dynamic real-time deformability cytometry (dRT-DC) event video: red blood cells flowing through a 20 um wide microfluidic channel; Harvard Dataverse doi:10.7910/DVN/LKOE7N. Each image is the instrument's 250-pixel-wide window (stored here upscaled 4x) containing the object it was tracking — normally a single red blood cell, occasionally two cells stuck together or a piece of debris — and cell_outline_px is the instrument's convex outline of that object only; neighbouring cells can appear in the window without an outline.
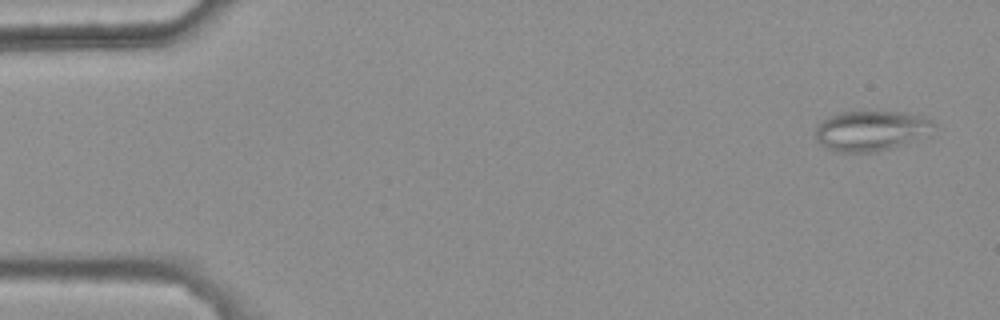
{"species": "common noctule bat (a hibernating species)", "species_latin": "Nyctalus noctula", "temperature_condition": "warm", "stored_images_in_passage": 46, "camera_frame_rate_fps": 3000, "um_per_image_px": 0.085, "animal": {"sex": "female", "body_mass_g": 25.1}, "frame": {"image": 1, "passage_image": 1, "time_ms": 0.0, "image_size_px": [1000, 320], "cell_outline_px": [[936, 124], [932, 136], [892, 148], [876, 152], [832, 152], [820, 144], [816, 140], [816, 124], [840, 112], [904, 112], [924, 116], [936, 120]], "centroid_in_image_um": [74.14, 11.13], "position_along_channel_um": 10.9, "area_um2": 28.44}}
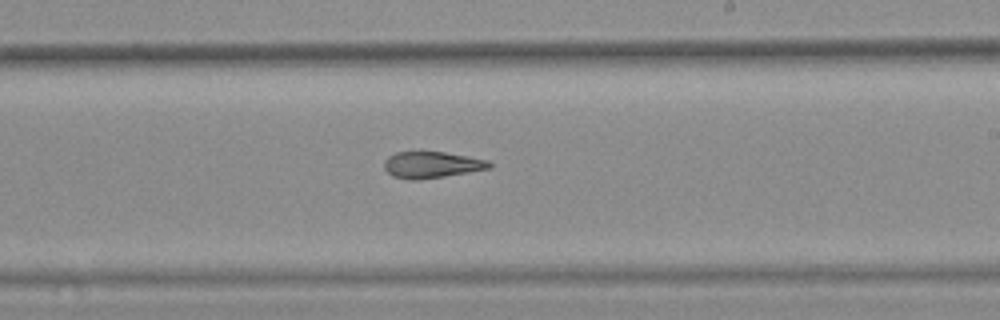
{"frame": {"image": 2, "passage_image": 30, "time_ms": 9.667, "image_size_px": [1000, 320], "cell_outline_px": [[492, 168], [444, 176], [416, 180], [408, 180], [392, 176], [384, 168], [384, 160], [388, 156], [396, 152], [444, 152], [468, 156], [488, 160], [492, 164]], "centroid_in_image_um": [36.68, 14.01], "position_along_channel_um": 252.3, "area_um2": 16.18}}
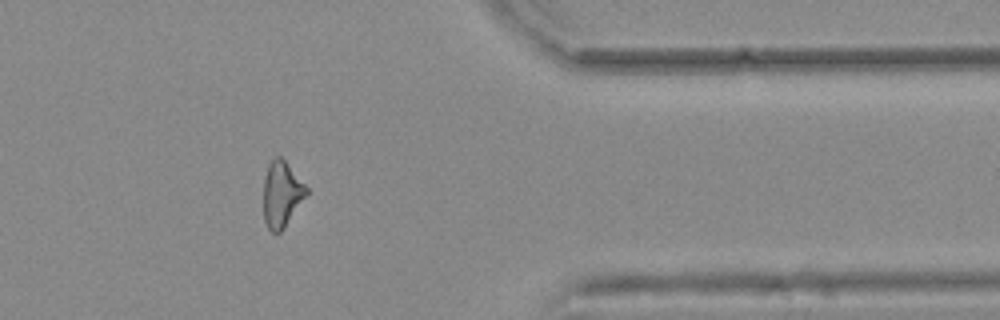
{"frame": {"image": 3, "passage_image": 42, "time_ms": 13.667, "image_size_px": [1000, 320], "cell_outline_px": [[308, 192], [284, 228], [280, 232], [272, 232], [268, 228], [264, 220], [264, 176], [268, 164], [276, 156], [280, 156], [284, 160], [308, 188]], "centroid_in_image_um": [23.92, 16.5], "position_along_channel_um": 387.5, "area_um2": 16.18}, "authors_computed_cell_mechanics": {"area_um2": 17.3978, "velocity_mm_per_s": 3.815, "shape_relaxation_time_tau1_ms": null, "shape_relaxation_time_tau2_ms": 4.1726, "deformation_change_tau1": null, "deformation_change_tau2": 0.1446}}